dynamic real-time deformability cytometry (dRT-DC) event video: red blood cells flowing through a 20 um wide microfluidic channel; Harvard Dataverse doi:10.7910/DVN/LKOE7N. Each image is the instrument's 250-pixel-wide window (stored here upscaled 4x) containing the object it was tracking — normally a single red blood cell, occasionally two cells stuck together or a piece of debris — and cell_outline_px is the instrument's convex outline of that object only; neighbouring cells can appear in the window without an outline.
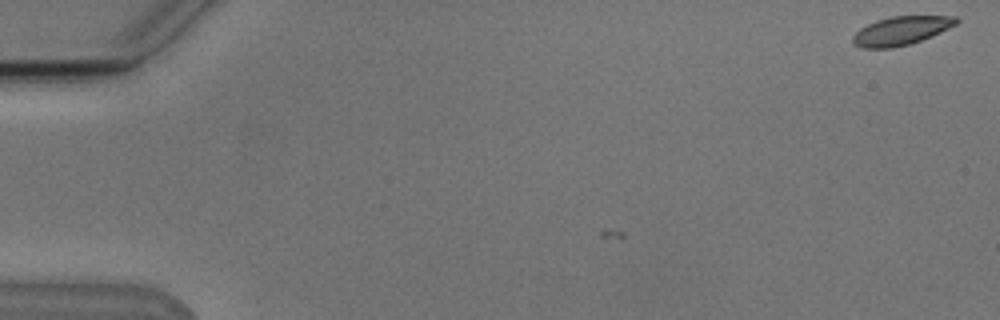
{"species": "Egyptian fruit bat (a non-hibernating species)", "species_latin": "Rousettus aegyptiacus", "temperature_condition": "cold", "stored_images_in_passage": 3, "camera_frame_rate_fps": 3000, "um_per_image_px": 0.085, "animal": {"sex": "male"}, "frame": {"image": 1, "passage_image": 1, "time_ms": 0.0, "image_size_px": [1000, 320], "cell_outline_px": [[960, 20], [956, 24], [932, 36], [908, 44], [892, 48], [864, 48], [852, 44], [852, 36], [860, 28], [876, 20], [892, 16], [956, 16]], "centroid_in_image_um": [76.57, 2.61], "position_along_channel_um": 8.4, "area_um2": 17.17}}